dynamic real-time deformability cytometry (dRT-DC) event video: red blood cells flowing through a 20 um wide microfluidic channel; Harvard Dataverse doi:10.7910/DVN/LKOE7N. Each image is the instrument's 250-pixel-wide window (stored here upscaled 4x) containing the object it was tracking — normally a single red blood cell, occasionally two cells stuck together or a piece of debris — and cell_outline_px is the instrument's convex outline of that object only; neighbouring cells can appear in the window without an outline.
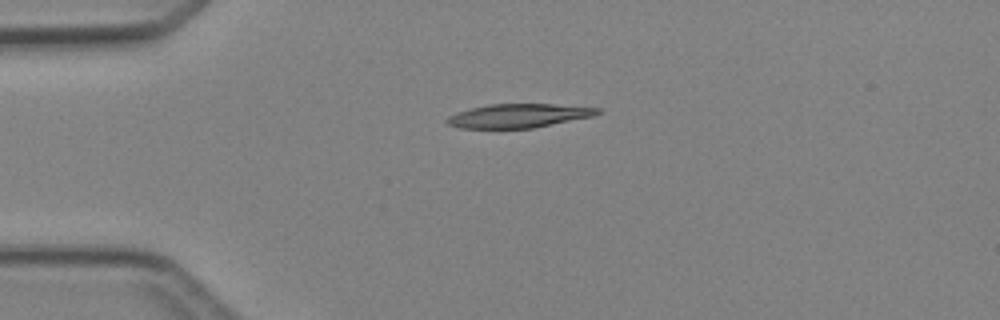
{"species": "Egyptian fruit bat (a non-hibernating species)", "species_latin": "Rousettus aegyptiacus", "temperature_condition": "cold", "stored_images_in_passage": 4, "camera_frame_rate_fps": 3000, "um_per_image_px": 0.085, "animal": {"sex": "female"}, "frame": {"image": 1, "passage_image": 4, "time_ms": 3.667, "image_size_px": [1000, 320], "cell_outline_px": [[600, 112], [592, 116], [532, 128], [460, 128], [448, 124], [444, 120], [448, 116], [472, 108], [488, 104], [552, 104], [600, 108]], "centroid_in_image_um": [44.05, 9.84], "position_along_channel_um": 41.0, "area_um2": 20.58}}